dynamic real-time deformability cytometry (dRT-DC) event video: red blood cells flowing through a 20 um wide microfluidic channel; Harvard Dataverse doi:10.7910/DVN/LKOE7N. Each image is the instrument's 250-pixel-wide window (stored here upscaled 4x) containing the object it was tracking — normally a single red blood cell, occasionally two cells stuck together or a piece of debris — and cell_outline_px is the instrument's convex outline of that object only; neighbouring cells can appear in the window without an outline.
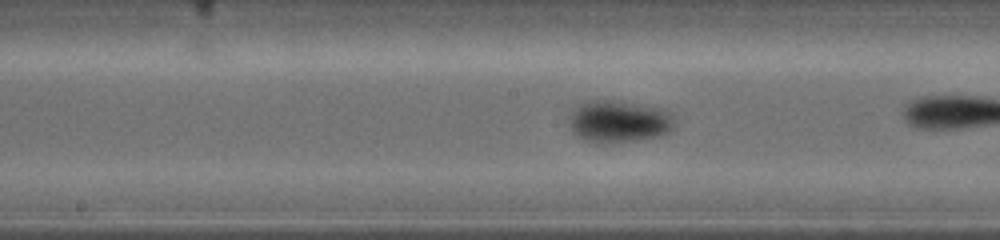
{"species": "common noctule bat (a hibernating species)", "species_latin": "Nyctalus noctula", "temperature_condition": "warm", "stored_images_in_passage": 54, "camera_frame_rate_fps": 5000, "um_per_image_px": 0.085, "animal": {"sex": "female", "body_mass_g": 19.0, "forearm_length_mm": 53.3}, "frame": {"image": 1, "passage_image": 31, "time_ms": 6.0, "image_size_px": [1000, 240], "cell_outline_px": [[676, 124], [668, 132], [660, 136], [632, 140], [600, 144], [596, 144], [584, 140], [576, 136], [572, 132], [568, 124], [568, 116], [580, 104], [592, 100], [608, 100], [656, 108], [668, 112], [676, 120]], "centroid_in_image_um": [52.54, 10.36], "position_along_channel_um": 195.7, "area_um2": 25.66}}